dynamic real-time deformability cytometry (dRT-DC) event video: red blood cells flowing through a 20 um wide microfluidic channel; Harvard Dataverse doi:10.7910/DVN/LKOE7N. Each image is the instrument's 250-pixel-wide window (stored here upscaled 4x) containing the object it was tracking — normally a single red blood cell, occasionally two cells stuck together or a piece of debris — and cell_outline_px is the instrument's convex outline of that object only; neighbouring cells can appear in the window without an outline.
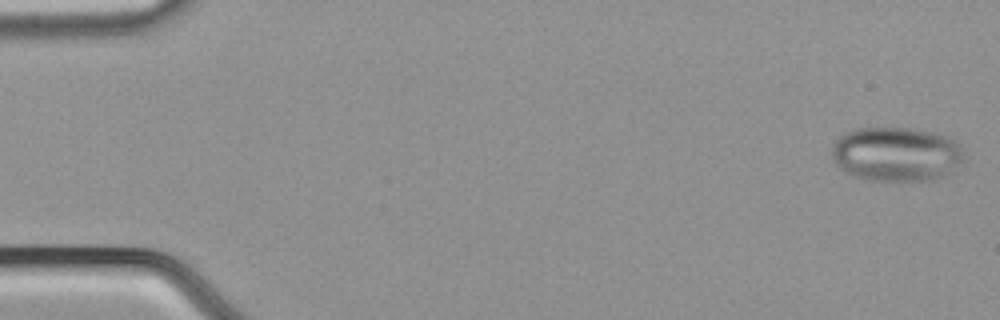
{"species": "common noctule bat (a hibernating species)", "species_latin": "Nyctalus noctula", "temperature_condition": "cold", "stored_images_in_passage": 56, "camera_frame_rate_fps": 3000, "um_per_image_px": 0.085, "animal": {"sex": "male", "body_mass_g": 21.5, "forearm_length_mm": 52.0}, "frame": {"image": 1, "passage_image": 2, "time_ms": 0.333, "image_size_px": [1000, 320], "cell_outline_px": [[964, 160], [944, 176], [932, 180], [868, 180], [856, 176], [840, 168], [832, 160], [832, 144], [840, 136], [856, 128], [912, 128], [932, 132], [948, 136], [956, 144], [964, 156]], "centroid_in_image_um": [76.16, 13.09], "position_along_channel_um": 8.8, "area_um2": 41.56}}
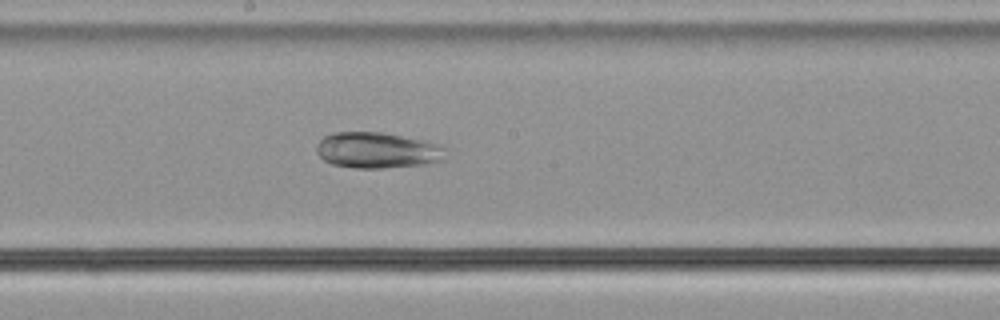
{"frame": {"image": 2, "passage_image": 31, "time_ms": 10.0, "image_size_px": [1000, 320], "cell_outline_px": [[448, 160], [424, 164], [384, 168], [352, 168], [332, 164], [324, 160], [316, 152], [316, 144], [324, 136], [332, 132], [380, 132], [440, 144], [448, 148]], "centroid_in_image_um": [32.12, 12.78], "position_along_channel_um": 216.1, "area_um2": 27.4}}
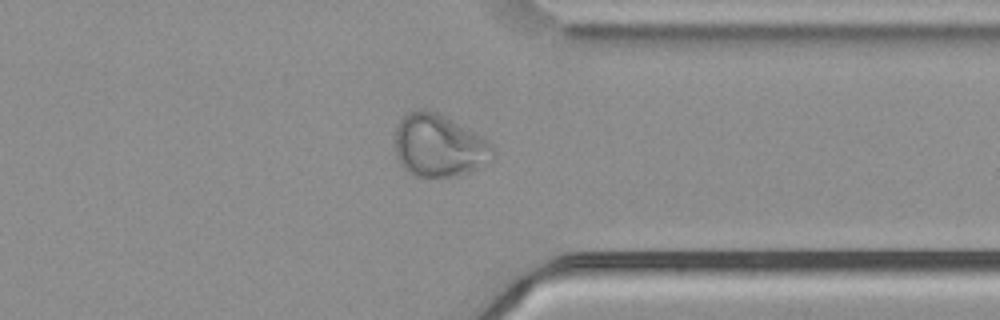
{"frame": {"image": 3, "passage_image": 44, "time_ms": 14.333, "image_size_px": [1000, 320], "cell_outline_px": [[496, 156], [484, 168], [460, 176], [416, 176], [408, 172], [400, 164], [396, 156], [396, 124], [408, 112], [416, 108], [436, 112], [444, 116], [484, 140], [496, 152]], "centroid_in_image_um": [37.31, 12.42], "position_along_channel_um": 374.1, "area_um2": 35.49}}